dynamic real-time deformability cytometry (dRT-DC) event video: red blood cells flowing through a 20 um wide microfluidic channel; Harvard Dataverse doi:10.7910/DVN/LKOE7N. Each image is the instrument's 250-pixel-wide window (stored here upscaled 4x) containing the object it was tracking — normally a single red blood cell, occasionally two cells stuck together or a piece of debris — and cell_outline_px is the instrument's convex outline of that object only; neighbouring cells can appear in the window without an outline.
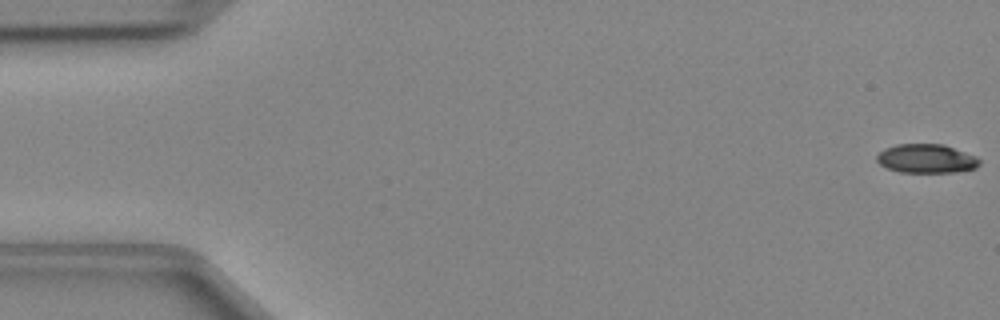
{"species": "Egyptian fruit bat (a non-hibernating species)", "species_latin": "Rousettus aegyptiacus", "temperature_condition": "cold", "stored_images_in_passage": 48, "camera_frame_rate_fps": 3000, "um_per_image_px": 0.085, "animal": {"sex": "female"}, "frame": {"image": 1, "passage_image": 1, "time_ms": 0.0, "image_size_px": [1000, 320], "cell_outline_px": [[980, 164], [976, 168], [956, 172], [900, 172], [888, 168], [880, 164], [876, 160], [876, 156], [884, 148], [896, 144], [944, 144], [976, 156], [980, 160]], "centroid_in_image_um": [78.75, 13.48], "position_along_channel_um": 6.3, "area_um2": 17.34}}
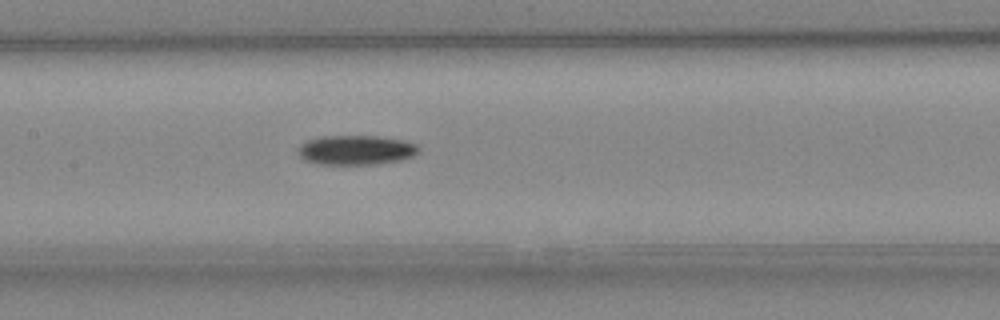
{"frame": {"image": 2, "passage_image": 23, "time_ms": 7.333, "image_size_px": [1000, 320], "cell_outline_px": [[420, 152], [412, 156], [400, 160], [376, 164], [316, 164], [304, 160], [296, 152], [300, 144], [308, 140], [324, 136], [376, 136], [404, 140], [416, 144], [420, 148]], "centroid_in_image_um": [30.25, 12.75], "position_along_channel_um": 177.2, "area_um2": 20.87}}
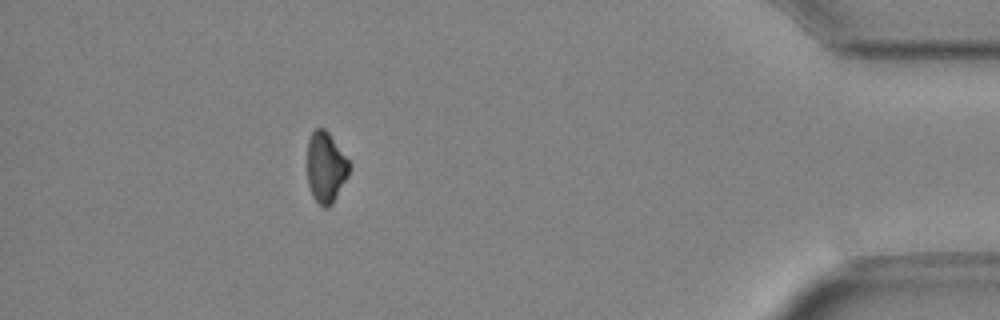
{"frame": {"image": 3, "passage_image": 43, "time_ms": 14.0, "image_size_px": [1000, 320], "cell_outline_px": [[352, 168], [348, 176], [332, 204], [328, 208], [324, 208], [312, 196], [308, 184], [308, 140], [312, 132], [316, 128], [324, 128], [328, 132], [352, 164]], "centroid_in_image_um": [27.72, 14.23], "position_along_channel_um": 407.5, "area_um2": 17.4}}